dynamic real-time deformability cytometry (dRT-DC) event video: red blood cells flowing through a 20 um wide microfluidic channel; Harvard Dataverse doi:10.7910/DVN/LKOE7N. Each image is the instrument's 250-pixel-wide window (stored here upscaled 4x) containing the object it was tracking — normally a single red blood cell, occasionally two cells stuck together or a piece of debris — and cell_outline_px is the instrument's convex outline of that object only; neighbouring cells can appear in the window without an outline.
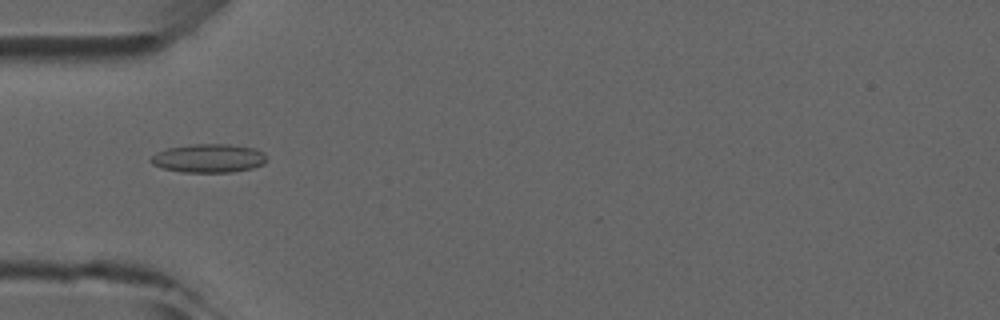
{"species": "common noctule bat (a hibernating species)", "species_latin": "Nyctalus noctula", "temperature_condition": "room temperature", "stored_images_in_passage": 5, "camera_frame_rate_fps": 3000, "um_per_image_px": 0.085, "animal": {"sex": "male", "forearm_length_mm": 52.5}, "frame": {"image": 1, "passage_image": 4, "time_ms": 3.333, "image_size_px": [1000, 320], "cell_outline_px": [[268, 160], [264, 164], [252, 168], [232, 172], [184, 172], [164, 168], [152, 164], [148, 160], [156, 152], [168, 148], [192, 144], [228, 144], [256, 148], [264, 152], [268, 156]], "centroid_in_image_um": [17.78, 13.44], "position_along_channel_um": 67.2, "area_um2": 19.48}}
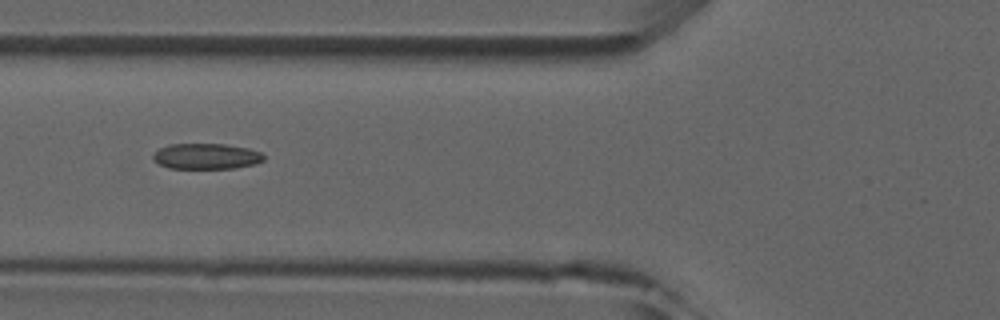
{"frame": {"image": 2, "passage_image": 5, "time_ms": 4.333, "image_size_px": [1000, 320], "cell_outline_px": [[264, 160], [256, 164], [236, 168], [168, 168], [160, 164], [152, 156], [160, 148], [168, 144], [224, 144], [248, 148], [260, 152], [264, 156]], "centroid_in_image_um": [17.57, 13.28], "position_along_channel_um": 108.2, "area_um2": 16.47}}